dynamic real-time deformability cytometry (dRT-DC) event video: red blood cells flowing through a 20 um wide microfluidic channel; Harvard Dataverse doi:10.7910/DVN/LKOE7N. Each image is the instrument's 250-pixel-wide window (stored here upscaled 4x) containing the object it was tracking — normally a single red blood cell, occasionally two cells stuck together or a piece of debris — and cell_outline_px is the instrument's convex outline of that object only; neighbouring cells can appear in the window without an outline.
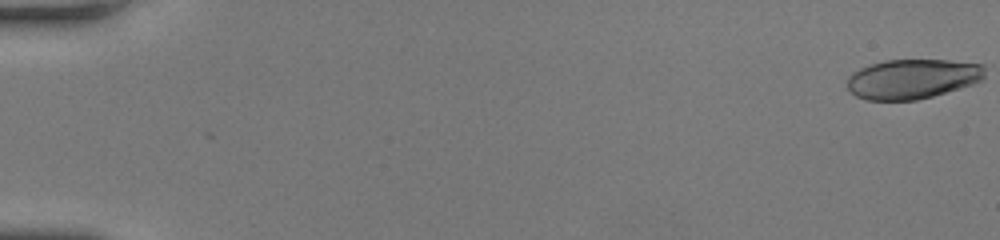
{"species": "human", "species_latin": "Homo sapiens", "temperature_condition": "room temperature", "stored_images_in_passage": 23, "camera_frame_rate_fps": 3000, "um_per_image_px": 0.085, "donor": {"sex": "female"}, "frame": {"image": 1, "passage_image": 1, "time_ms": 0.0, "image_size_px": [1000, 240], "cell_outline_px": [[984, 76], [980, 80], [972, 84], [932, 96], [916, 100], [868, 100], [856, 96], [848, 88], [848, 76], [852, 72], [860, 68], [884, 60], [948, 60], [984, 64]], "centroid_in_image_um": [77.55, 6.7], "position_along_channel_um": 7.5, "area_um2": 31.67}}